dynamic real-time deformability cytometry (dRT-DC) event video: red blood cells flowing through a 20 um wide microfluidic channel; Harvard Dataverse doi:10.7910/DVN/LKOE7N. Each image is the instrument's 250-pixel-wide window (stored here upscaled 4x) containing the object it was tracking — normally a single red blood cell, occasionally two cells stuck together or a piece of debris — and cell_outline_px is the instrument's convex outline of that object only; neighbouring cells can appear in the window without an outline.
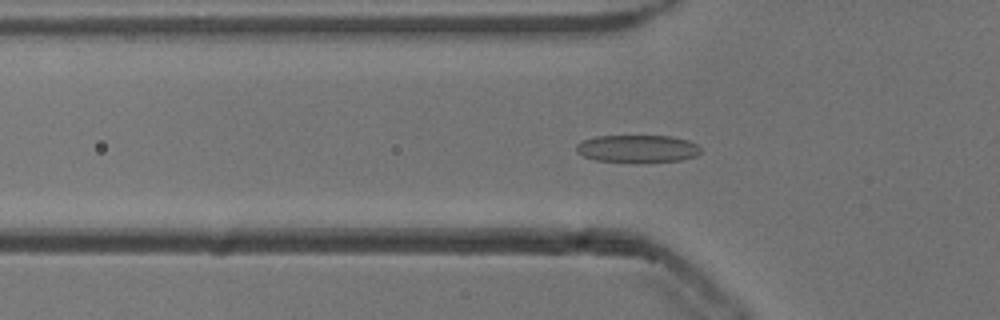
{"species": "common noctule bat (a hibernating species)", "species_latin": "Nyctalus noctula", "temperature_condition": "cold", "stored_images_in_passage": 48, "camera_frame_rate_fps": 3000, "um_per_image_px": 0.085, "animal": {"sex": "male", "body_mass_g": 13.3}, "frame": {"image": 1, "passage_image": 12, "time_ms": 3.667, "image_size_px": [1000, 320], "cell_outline_px": [[700, 152], [696, 156], [680, 160], [640, 164], [596, 160], [584, 156], [576, 152], [576, 144], [584, 140], [596, 136], [672, 136], [688, 140], [696, 144], [700, 148]], "centroid_in_image_um": [54.19, 12.66], "position_along_channel_um": 71.6, "area_um2": 20.4}}
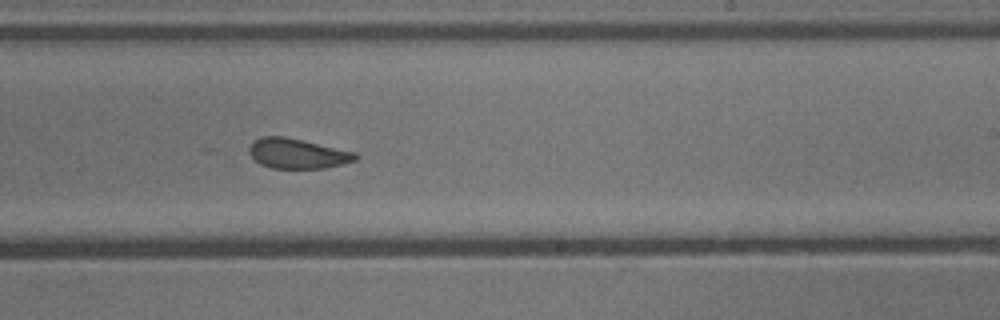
{"frame": {"image": 2, "passage_image": 27, "time_ms": 8.667, "image_size_px": [1000, 320], "cell_outline_px": [[360, 156], [356, 160], [344, 164], [324, 168], [272, 168], [260, 164], [248, 152], [248, 148], [256, 140], [264, 136], [284, 136], [356, 152]], "centroid_in_image_um": [25.32, 13.06], "position_along_channel_um": 263.7, "area_um2": 18.5}}
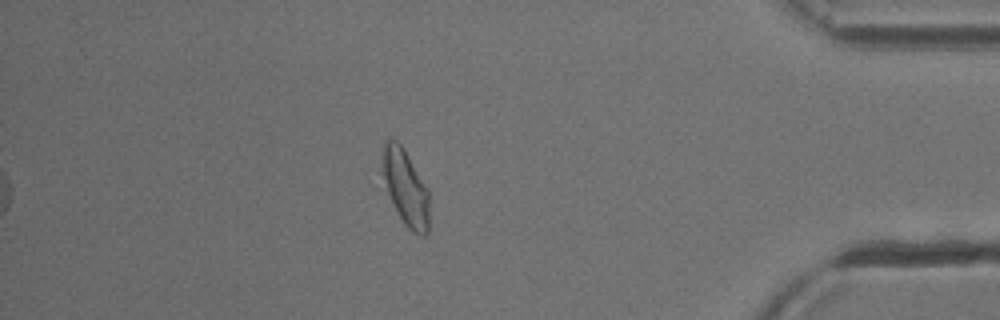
{"frame": {"image": 3, "passage_image": 41, "time_ms": 13.333, "image_size_px": [1000, 320], "cell_outline_px": [[428, 232], [424, 236], [420, 236], [412, 232], [404, 224], [388, 192], [384, 176], [384, 144], [388, 140], [396, 140], [400, 144], [428, 188]], "centroid_in_image_um": [34.52, 16.01], "position_along_channel_um": 400.7, "area_um2": 19.77}, "authors_computed_cell_mechanics": {"area_um2": 19.7098, "velocity_mm_per_s": 3.8249, "shape_relaxation_time_tau1_ms": 8.5517, "shape_relaxation_time_tau2_ms": 1.6646, "deformation_change_tau1": 0.1616, "deformation_change_tau2": 0.0735}}